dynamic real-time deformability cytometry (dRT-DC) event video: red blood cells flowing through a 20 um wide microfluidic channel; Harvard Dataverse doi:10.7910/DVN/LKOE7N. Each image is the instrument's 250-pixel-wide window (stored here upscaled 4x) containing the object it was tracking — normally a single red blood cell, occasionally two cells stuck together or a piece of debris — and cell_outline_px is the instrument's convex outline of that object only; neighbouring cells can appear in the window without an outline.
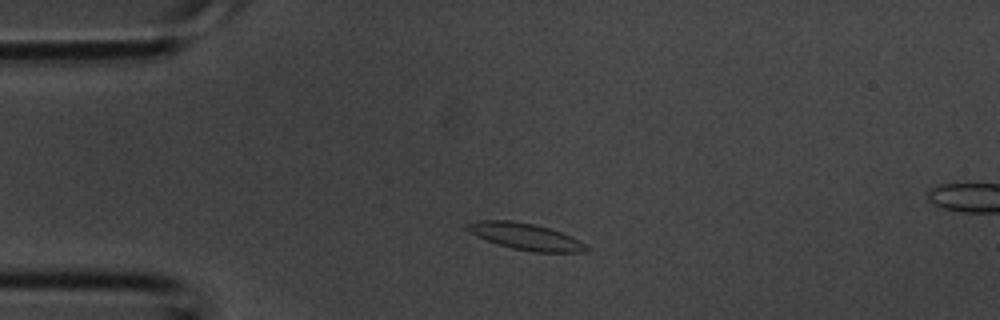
{"species": "common noctule bat (a hibernating species)", "species_latin": "Nyctalus noctula", "temperature_condition": "room temperature", "stored_images_in_passage": 3, "camera_frame_rate_fps": 3000, "um_per_image_px": 0.085, "animal": {"sex": "male", "body_mass_g": 20.1, "forearm_length_mm": 53.5}, "frame": {"image": 1, "passage_image": 2, "time_ms": 0.333, "image_size_px": [1000, 320], "cell_outline_px": [[588, 248], [584, 252], [532, 252], [512, 248], [476, 236], [468, 232], [464, 228], [464, 224], [480, 220], [512, 220], [536, 224], [572, 236], [580, 240]], "centroid_in_image_um": [44.63, 20.09], "position_along_channel_um": 40.4, "area_um2": 18.44}}